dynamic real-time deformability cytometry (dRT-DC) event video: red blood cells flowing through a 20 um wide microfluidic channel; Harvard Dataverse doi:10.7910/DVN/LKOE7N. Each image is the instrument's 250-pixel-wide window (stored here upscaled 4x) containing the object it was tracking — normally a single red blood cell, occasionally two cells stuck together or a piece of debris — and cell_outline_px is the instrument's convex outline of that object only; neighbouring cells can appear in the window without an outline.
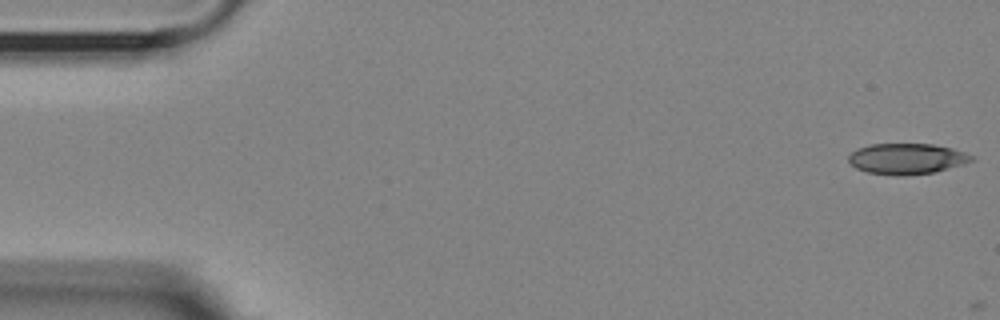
{"species": "Egyptian fruit bat (a non-hibernating species)", "species_latin": "Rousettus aegyptiacus", "temperature_condition": "room temperature", "stored_images_in_passage": 2, "camera_frame_rate_fps": 3000, "um_per_image_px": 0.085, "animal": {"sex": "female"}, "frame": {"image": 1, "passage_image": 1, "time_ms": 0.0, "image_size_px": [1000, 320], "cell_outline_px": [[976, 160], [964, 164], [932, 172], [904, 176], [896, 176], [868, 172], [856, 168], [848, 160], [848, 156], [856, 148], [872, 144], [932, 144], [952, 148], [976, 156]], "centroid_in_image_um": [77.1, 13.49], "position_along_channel_um": 7.9, "area_um2": 22.14}}